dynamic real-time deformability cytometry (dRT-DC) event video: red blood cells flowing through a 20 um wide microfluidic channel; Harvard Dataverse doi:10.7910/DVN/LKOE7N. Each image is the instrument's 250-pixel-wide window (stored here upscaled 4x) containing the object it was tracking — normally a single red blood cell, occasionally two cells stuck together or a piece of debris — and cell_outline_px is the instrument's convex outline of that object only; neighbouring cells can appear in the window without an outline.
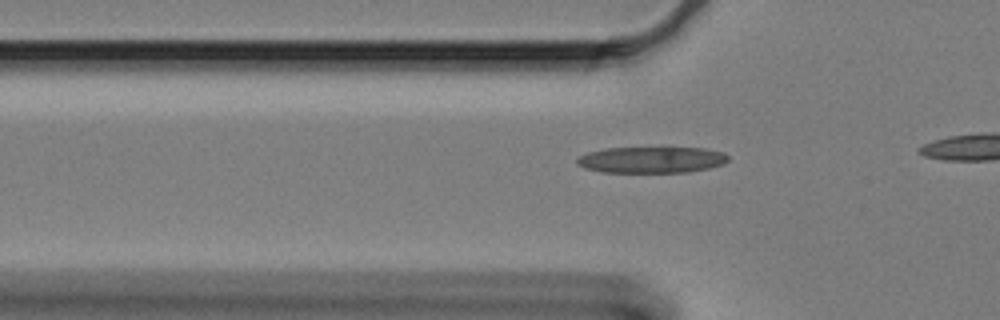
{"species": "Egyptian fruit bat (a non-hibernating species)", "species_latin": "Rousettus aegyptiacus", "temperature_condition": "cold", "stored_images_in_passage": 17, "camera_frame_rate_fps": 3000, "um_per_image_px": 0.085, "animal": {"sex": "female"}, "frame": {"image": 1, "passage_image": 10, "time_ms": 3.0, "image_size_px": [1000, 320], "cell_outline_px": [[728, 160], [724, 164], [708, 168], [688, 172], [600, 172], [584, 168], [576, 164], [576, 160], [580, 156], [588, 152], [604, 148], [664, 144], [704, 148], [724, 152], [728, 156]], "centroid_in_image_um": [55.4, 13.52], "position_along_channel_um": 70.4, "area_um2": 24.62}}
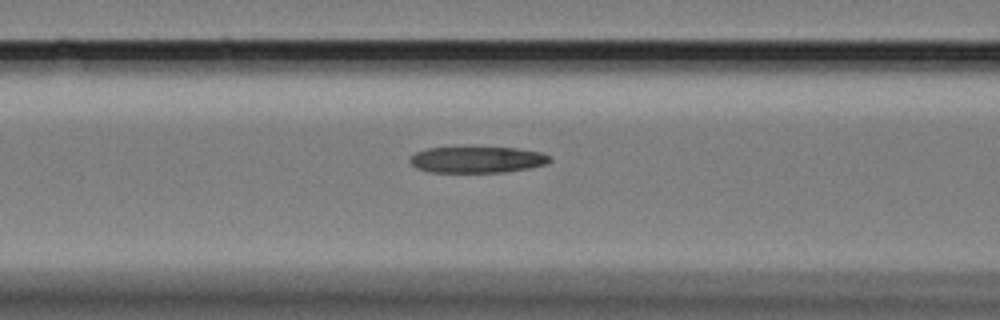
{"frame": {"image": 2, "passage_image": 15, "time_ms": 4.667, "image_size_px": [1000, 320], "cell_outline_px": [[552, 160], [548, 164], [532, 168], [504, 172], [428, 172], [416, 168], [408, 160], [416, 152], [428, 148], [516, 148], [540, 152], [552, 156]], "centroid_in_image_um": [40.61, 13.58], "position_along_channel_um": 126.0, "area_um2": 21.44}}